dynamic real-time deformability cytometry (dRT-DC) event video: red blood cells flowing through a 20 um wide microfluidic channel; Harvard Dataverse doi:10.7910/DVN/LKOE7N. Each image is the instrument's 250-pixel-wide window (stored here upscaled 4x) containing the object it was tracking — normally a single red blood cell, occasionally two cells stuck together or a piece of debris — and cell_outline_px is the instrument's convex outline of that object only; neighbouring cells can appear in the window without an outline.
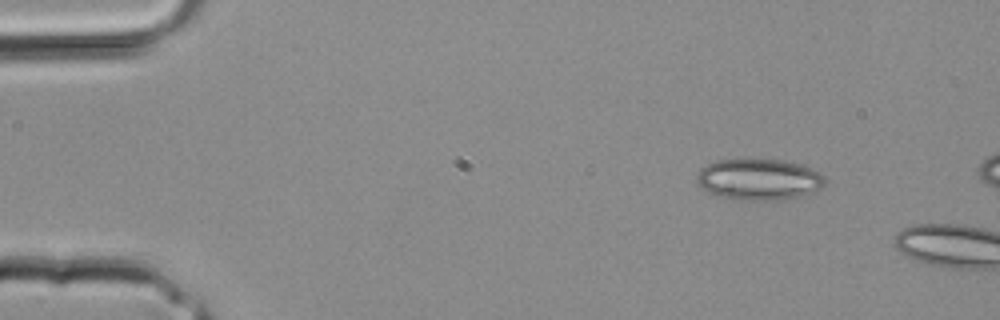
{"species": "common noctule bat (a hibernating species)", "species_latin": "Nyctalus noctula", "temperature_condition": "room temperature", "stored_images_in_passage": 2, "camera_frame_rate_fps": 3000, "um_per_image_px": 0.085, "animal": {"sex": "male", "body_mass_g": 20.4}, "frame": {"image": 1, "passage_image": 1, "time_ms": 0.0, "image_size_px": [1000, 320], "cell_outline_px": [[824, 184], [820, 188], [812, 192], [800, 196], [776, 200], [736, 200], [716, 196], [700, 188], [696, 184], [696, 176], [700, 168], [716, 160], [784, 160], [800, 164], [820, 172], [824, 176]], "centroid_in_image_um": [64.45, 15.26], "position_along_channel_um": 20.5, "area_um2": 30.92}}